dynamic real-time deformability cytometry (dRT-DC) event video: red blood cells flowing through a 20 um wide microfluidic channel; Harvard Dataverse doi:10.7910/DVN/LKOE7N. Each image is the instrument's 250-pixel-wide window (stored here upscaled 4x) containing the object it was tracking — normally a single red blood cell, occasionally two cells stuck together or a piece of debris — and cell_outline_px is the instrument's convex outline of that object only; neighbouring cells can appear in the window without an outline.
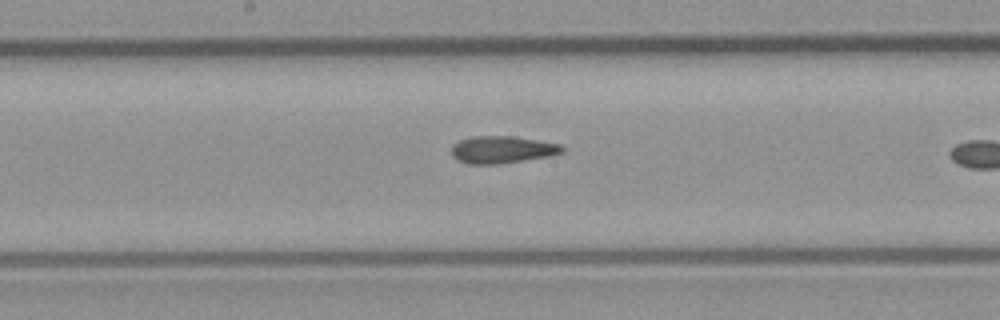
{"species": "common noctule bat (a hibernating species)", "species_latin": "Nyctalus noctula", "temperature_condition": "room temperature", "stored_images_in_passage": 31, "camera_frame_rate_fps": 3000, "um_per_image_px": 0.085, "animal": {"sex": "male", "body_mass_g": 23.1, "forearm_length_mm": 52.7}, "frame": {"image": 1, "passage_image": 18, "time_ms": 5.667, "image_size_px": [1000, 320], "cell_outline_px": [[564, 152], [548, 156], [496, 164], [468, 164], [452, 156], [452, 144], [460, 140], [472, 136], [512, 136], [560, 144], [564, 148]], "centroid_in_image_um": [42.66, 12.71], "position_along_channel_um": 205.5, "area_um2": 17.34}}
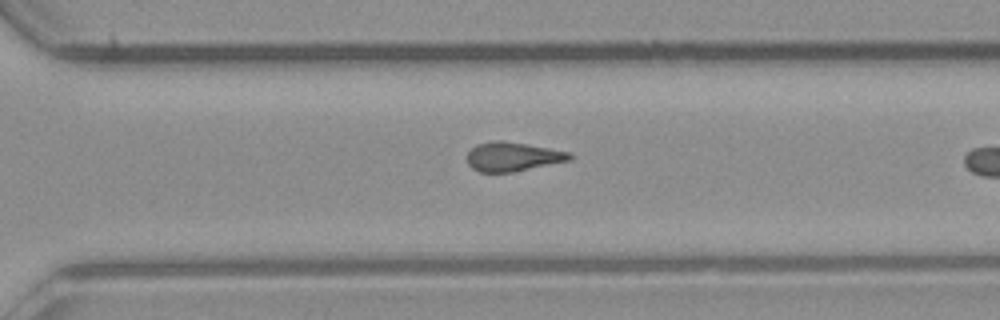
{"frame": {"image": 2, "passage_image": 27, "time_ms": 8.667, "image_size_px": [1000, 320], "cell_outline_px": [[572, 160], [512, 172], [480, 172], [472, 168], [468, 164], [468, 152], [476, 144], [492, 140], [500, 140], [572, 152]], "centroid_in_image_um": [43.59, 13.31], "position_along_channel_um": 327.0, "area_um2": 17.34}}